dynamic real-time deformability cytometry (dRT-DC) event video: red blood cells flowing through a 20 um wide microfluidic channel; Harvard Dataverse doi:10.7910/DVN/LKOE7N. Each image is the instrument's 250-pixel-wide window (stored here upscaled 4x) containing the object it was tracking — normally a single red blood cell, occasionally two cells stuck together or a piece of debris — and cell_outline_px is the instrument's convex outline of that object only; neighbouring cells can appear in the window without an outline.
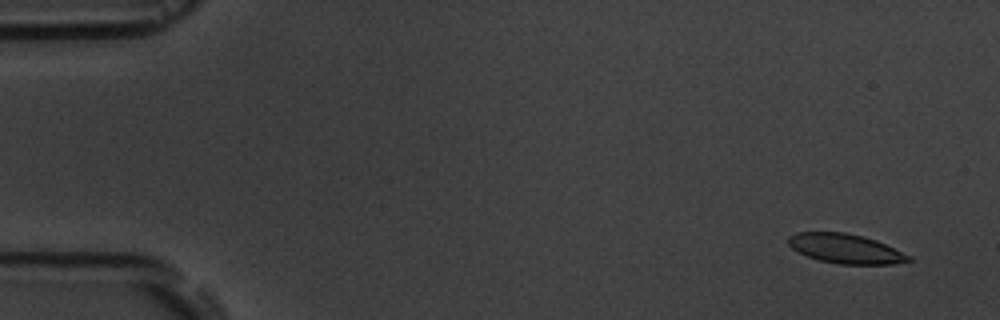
{"species": "common noctule bat (a hibernating species)", "species_latin": "Nyctalus noctula", "temperature_condition": "room temperature", "stored_images_in_passage": 5, "segment_of_instrument_passage": [1, 2], "camera_frame_rate_fps": 3000, "um_per_image_px": 0.085, "animal": {"sex": "male", "body_mass_g": 19.5, "forearm_length_mm": 54.6}, "frame": {"image": 1, "passage_image": 1, "time_ms": 0.0, "image_size_px": [1000, 320], "cell_outline_px": [[916, 260], [892, 264], [840, 264], [820, 260], [808, 256], [792, 248], [788, 244], [788, 236], [796, 232], [844, 232], [864, 236], [876, 240], [912, 256]], "centroid_in_image_um": [71.91, 21.13], "position_along_channel_um": 13.1, "area_um2": 20.69}}